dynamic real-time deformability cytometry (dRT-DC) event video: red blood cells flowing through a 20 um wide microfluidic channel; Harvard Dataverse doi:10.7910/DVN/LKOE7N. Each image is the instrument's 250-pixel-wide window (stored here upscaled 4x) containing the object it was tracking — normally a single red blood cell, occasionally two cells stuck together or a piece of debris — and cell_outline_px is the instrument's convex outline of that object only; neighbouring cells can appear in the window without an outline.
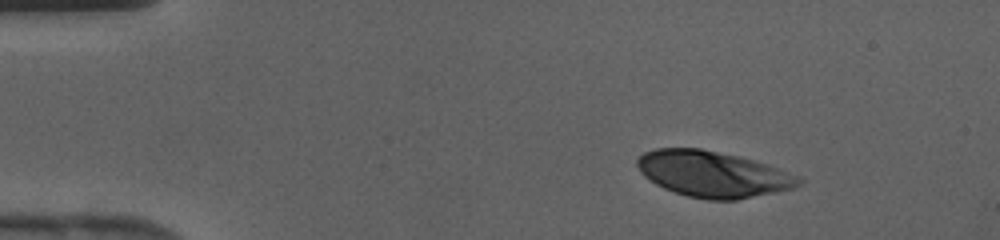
{"species": "human", "species_latin": "Homo sapiens", "temperature_condition": "cold", "stored_images_in_passage": 37, "camera_frame_rate_fps": 3000, "um_per_image_px": 0.085, "donor": {"sex": "female"}, "frame": {"image": 1, "passage_image": 1, "time_ms": 0.0, "image_size_px": [1000, 240], "cell_outline_px": [[804, 180], [800, 184], [792, 188], [736, 200], [708, 200], [688, 196], [664, 188], [656, 184], [644, 176], [640, 172], [636, 164], [636, 160], [644, 152], [656, 148], [700, 148], [740, 156], [776, 168], [796, 176]], "centroid_in_image_um": [60.54, 14.79], "position_along_channel_um": 24.5, "area_um2": 42.83}}
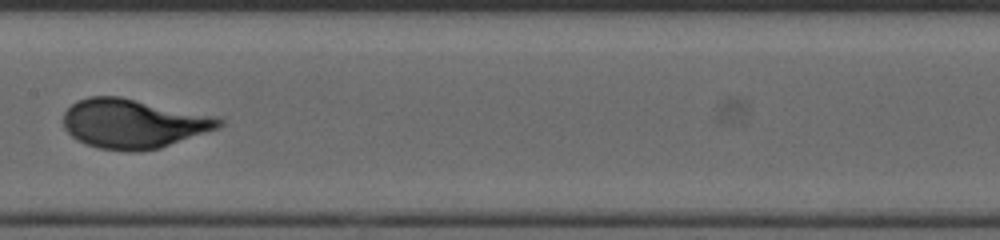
{"frame": {"image": 2, "passage_image": 17, "time_ms": 5.333, "image_size_px": [1000, 240], "cell_outline_px": [[224, 124], [220, 128], [160, 148], [136, 152], [128, 152], [100, 148], [76, 140], [64, 128], [64, 112], [76, 100], [88, 96], [120, 96], [220, 116], [224, 120]], "centroid_in_image_um": [11.39, 10.49], "position_along_channel_um": 196.0, "area_um2": 45.32}}
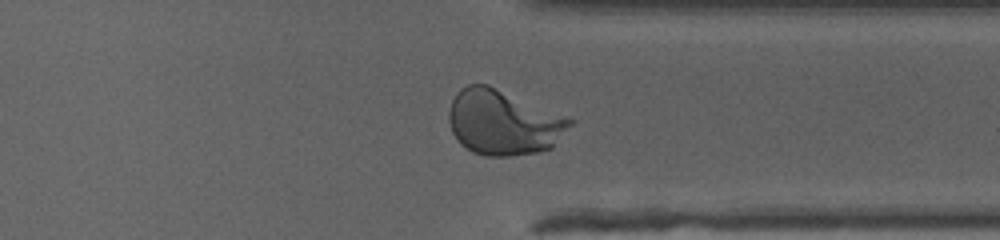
{"frame": {"image": 3, "passage_image": 28, "time_ms": 9.0, "image_size_px": [1000, 240], "cell_outline_px": [[576, 120], [552, 148], [536, 152], [512, 156], [484, 156], [472, 152], [460, 144], [452, 132], [448, 120], [448, 112], [452, 100], [456, 92], [460, 88], [468, 84], [488, 84]], "centroid_in_image_um": [42.77, 10.41], "position_along_channel_um": 368.6, "area_um2": 46.24}}